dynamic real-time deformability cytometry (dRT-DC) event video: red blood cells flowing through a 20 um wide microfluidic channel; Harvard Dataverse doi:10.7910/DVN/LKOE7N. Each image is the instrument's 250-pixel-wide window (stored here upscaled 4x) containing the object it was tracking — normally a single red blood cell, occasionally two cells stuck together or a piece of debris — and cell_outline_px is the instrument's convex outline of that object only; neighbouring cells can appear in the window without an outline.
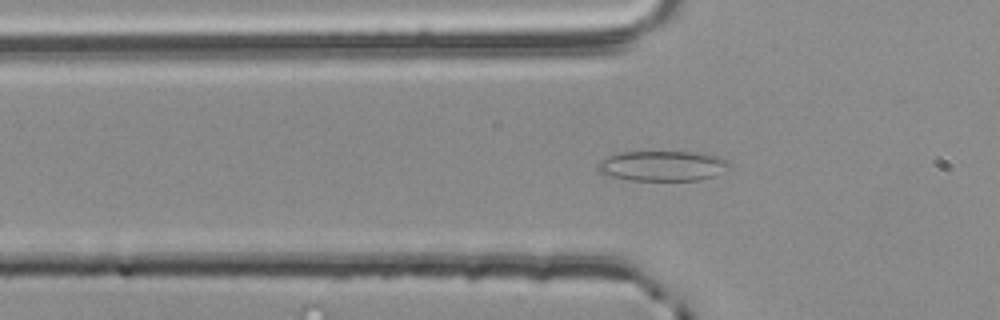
{"species": "common noctule bat (a hibernating species)", "species_latin": "Nyctalus noctula", "temperature_condition": "room temperature", "stored_images_in_passage": 44, "camera_frame_rate_fps": 3000, "um_per_image_px": 0.085, "animal": {"sex": "male", "body_mass_g": 20.4}, "frame": {"image": 1, "passage_image": 7, "time_ms": 2.0, "image_size_px": [1000, 320], "cell_outline_px": [[728, 168], [712, 176], [700, 180], [628, 180], [612, 176], [600, 172], [596, 168], [596, 164], [608, 156], [620, 152], [708, 152], [720, 156], [728, 160]], "centroid_in_image_um": [56.33, 14.08], "position_along_channel_um": 69.5, "area_um2": 23.18}}
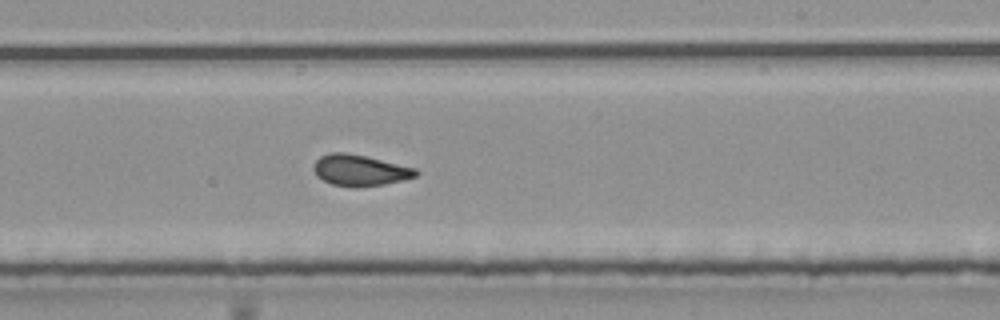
{"frame": {"image": 2, "passage_image": 22, "time_ms": 7.0, "image_size_px": [1000, 320], "cell_outline_px": [[420, 172], [416, 176], [404, 180], [384, 184], [356, 188], [352, 188], [332, 184], [316, 176], [312, 168], [312, 164], [320, 156], [332, 152], [344, 152], [364, 156], [416, 168]], "centroid_in_image_um": [30.56, 14.49], "position_along_channel_um": 258.4, "area_um2": 18.67}}
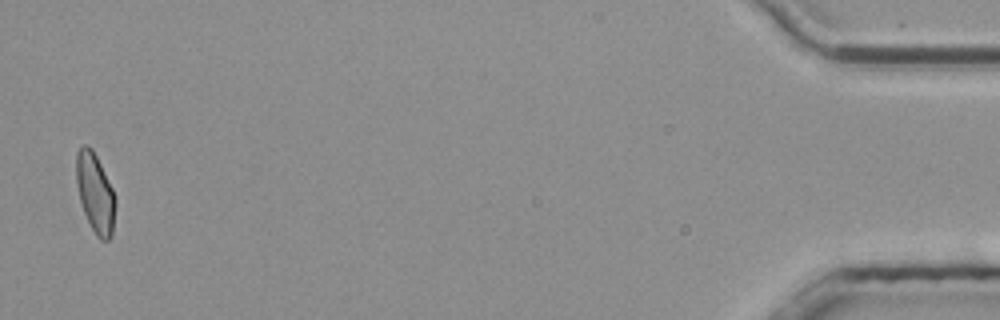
{"frame": {"image": 3, "passage_image": 43, "time_ms": 14.0, "image_size_px": [1000, 320], "cell_outline_px": [[116, 204], [112, 236], [108, 240], [100, 240], [96, 236], [84, 212], [80, 200], [76, 184], [76, 152], [80, 144], [88, 144], [92, 148], [116, 196]], "centroid_in_image_um": [8.09, 16.38], "position_along_channel_um": 427.1, "area_um2": 18.26}, "authors_computed_cell_mechanics": {"area_um2": 18.5249, "velocity_mm_per_s": 3.7766, "shape_relaxation_time_tau1_ms": 9.8672, "shape_relaxation_time_tau2_ms": 1.455, "deformation_change_tau1": 0.1675, "deformation_change_tau2": 0.0555}}